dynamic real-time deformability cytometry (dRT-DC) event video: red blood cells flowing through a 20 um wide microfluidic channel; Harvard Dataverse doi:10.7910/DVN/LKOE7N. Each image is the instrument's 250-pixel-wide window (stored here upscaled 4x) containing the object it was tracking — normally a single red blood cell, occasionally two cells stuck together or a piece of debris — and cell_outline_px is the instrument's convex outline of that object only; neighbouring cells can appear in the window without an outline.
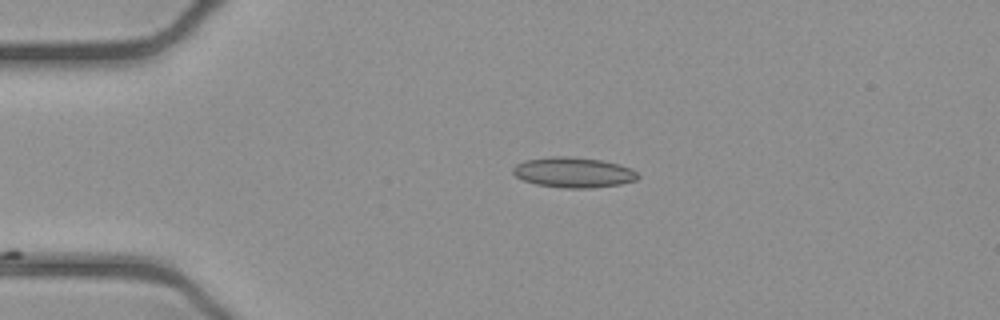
{"species": "common noctule bat (a hibernating species)", "species_latin": "Nyctalus noctula", "temperature_condition": "cold", "stored_images_in_passage": 16, "camera_frame_rate_fps": 3000, "um_per_image_px": 0.085, "animal": {"sex": "female", "body_mass_g": 21.9}, "frame": {"image": 1, "passage_image": 1, "time_ms": 0.0, "image_size_px": [1000, 320], "cell_outline_px": [[640, 176], [636, 180], [620, 184], [592, 188], [564, 188], [536, 184], [524, 180], [516, 176], [512, 172], [512, 168], [516, 164], [524, 160], [548, 156], [572, 156], [600, 160], [620, 164], [632, 168]], "centroid_in_image_um": [48.74, 14.64], "position_along_channel_um": 36.3, "area_um2": 22.25}}